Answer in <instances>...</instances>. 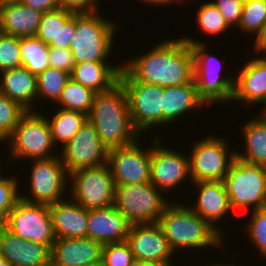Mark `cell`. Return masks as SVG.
<instances>
[{
  "instance_id": "cell-29",
  "label": "cell",
  "mask_w": 266,
  "mask_h": 266,
  "mask_svg": "<svg viewBox=\"0 0 266 266\" xmlns=\"http://www.w3.org/2000/svg\"><path fill=\"white\" fill-rule=\"evenodd\" d=\"M261 114L243 124L241 132L246 148L242 153L235 151V157L246 163L266 167V116Z\"/></svg>"
},
{
  "instance_id": "cell-1",
  "label": "cell",
  "mask_w": 266,
  "mask_h": 266,
  "mask_svg": "<svg viewBox=\"0 0 266 266\" xmlns=\"http://www.w3.org/2000/svg\"><path fill=\"white\" fill-rule=\"evenodd\" d=\"M128 61V62H127ZM121 65L119 80L173 87L194 81L193 54L182 38L168 39Z\"/></svg>"
},
{
  "instance_id": "cell-14",
  "label": "cell",
  "mask_w": 266,
  "mask_h": 266,
  "mask_svg": "<svg viewBox=\"0 0 266 266\" xmlns=\"http://www.w3.org/2000/svg\"><path fill=\"white\" fill-rule=\"evenodd\" d=\"M61 151L59 155L69 175L80 169L107 163L108 149L103 145L94 125L89 120Z\"/></svg>"
},
{
  "instance_id": "cell-36",
  "label": "cell",
  "mask_w": 266,
  "mask_h": 266,
  "mask_svg": "<svg viewBox=\"0 0 266 266\" xmlns=\"http://www.w3.org/2000/svg\"><path fill=\"white\" fill-rule=\"evenodd\" d=\"M200 29L204 33L215 35L225 33L230 28L224 20L223 15L219 12L217 7L212 3H201L196 15Z\"/></svg>"
},
{
  "instance_id": "cell-50",
  "label": "cell",
  "mask_w": 266,
  "mask_h": 266,
  "mask_svg": "<svg viewBox=\"0 0 266 266\" xmlns=\"http://www.w3.org/2000/svg\"><path fill=\"white\" fill-rule=\"evenodd\" d=\"M4 228H5L4 221H0V237H1V233L4 230Z\"/></svg>"
},
{
  "instance_id": "cell-5",
  "label": "cell",
  "mask_w": 266,
  "mask_h": 266,
  "mask_svg": "<svg viewBox=\"0 0 266 266\" xmlns=\"http://www.w3.org/2000/svg\"><path fill=\"white\" fill-rule=\"evenodd\" d=\"M182 39L189 43L192 49L194 81L199 99L205 106L216 101H231L235 77L221 75V59L206 52L207 45L202 43L203 41L192 39L190 36H183Z\"/></svg>"
},
{
  "instance_id": "cell-2",
  "label": "cell",
  "mask_w": 266,
  "mask_h": 266,
  "mask_svg": "<svg viewBox=\"0 0 266 266\" xmlns=\"http://www.w3.org/2000/svg\"><path fill=\"white\" fill-rule=\"evenodd\" d=\"M88 120L108 150L132 145L140 137L131 119L126 91L120 82L108 91L95 93Z\"/></svg>"
},
{
  "instance_id": "cell-6",
  "label": "cell",
  "mask_w": 266,
  "mask_h": 266,
  "mask_svg": "<svg viewBox=\"0 0 266 266\" xmlns=\"http://www.w3.org/2000/svg\"><path fill=\"white\" fill-rule=\"evenodd\" d=\"M223 183L232 210L263 209L266 203V167L238 158L230 164Z\"/></svg>"
},
{
  "instance_id": "cell-26",
  "label": "cell",
  "mask_w": 266,
  "mask_h": 266,
  "mask_svg": "<svg viewBox=\"0 0 266 266\" xmlns=\"http://www.w3.org/2000/svg\"><path fill=\"white\" fill-rule=\"evenodd\" d=\"M0 93L18 102L27 111H33L37 102V76L27 68L7 69L0 72Z\"/></svg>"
},
{
  "instance_id": "cell-40",
  "label": "cell",
  "mask_w": 266,
  "mask_h": 266,
  "mask_svg": "<svg viewBox=\"0 0 266 266\" xmlns=\"http://www.w3.org/2000/svg\"><path fill=\"white\" fill-rule=\"evenodd\" d=\"M245 233L251 238L260 254L266 259V209H257L252 212V219L248 221Z\"/></svg>"
},
{
  "instance_id": "cell-53",
  "label": "cell",
  "mask_w": 266,
  "mask_h": 266,
  "mask_svg": "<svg viewBox=\"0 0 266 266\" xmlns=\"http://www.w3.org/2000/svg\"><path fill=\"white\" fill-rule=\"evenodd\" d=\"M5 1H18V0H0V3Z\"/></svg>"
},
{
  "instance_id": "cell-35",
  "label": "cell",
  "mask_w": 266,
  "mask_h": 266,
  "mask_svg": "<svg viewBox=\"0 0 266 266\" xmlns=\"http://www.w3.org/2000/svg\"><path fill=\"white\" fill-rule=\"evenodd\" d=\"M26 112L18 102L0 93V140L6 141Z\"/></svg>"
},
{
  "instance_id": "cell-4",
  "label": "cell",
  "mask_w": 266,
  "mask_h": 266,
  "mask_svg": "<svg viewBox=\"0 0 266 266\" xmlns=\"http://www.w3.org/2000/svg\"><path fill=\"white\" fill-rule=\"evenodd\" d=\"M97 11L75 13V35L69 49L75 63L100 62L107 63L115 40V21L108 20ZM102 15V16H100Z\"/></svg>"
},
{
  "instance_id": "cell-10",
  "label": "cell",
  "mask_w": 266,
  "mask_h": 266,
  "mask_svg": "<svg viewBox=\"0 0 266 266\" xmlns=\"http://www.w3.org/2000/svg\"><path fill=\"white\" fill-rule=\"evenodd\" d=\"M71 199L88 210L114 205L115 183L107 163L69 175Z\"/></svg>"
},
{
  "instance_id": "cell-54",
  "label": "cell",
  "mask_w": 266,
  "mask_h": 266,
  "mask_svg": "<svg viewBox=\"0 0 266 266\" xmlns=\"http://www.w3.org/2000/svg\"><path fill=\"white\" fill-rule=\"evenodd\" d=\"M261 113H263L266 116V108H264L263 112H261Z\"/></svg>"
},
{
  "instance_id": "cell-7",
  "label": "cell",
  "mask_w": 266,
  "mask_h": 266,
  "mask_svg": "<svg viewBox=\"0 0 266 266\" xmlns=\"http://www.w3.org/2000/svg\"><path fill=\"white\" fill-rule=\"evenodd\" d=\"M46 115L39 111H27L19 120L10 140V156L14 161L31 159H46L57 156L52 140L51 128ZM54 148V150H53ZM53 151V152H52Z\"/></svg>"
},
{
  "instance_id": "cell-13",
  "label": "cell",
  "mask_w": 266,
  "mask_h": 266,
  "mask_svg": "<svg viewBox=\"0 0 266 266\" xmlns=\"http://www.w3.org/2000/svg\"><path fill=\"white\" fill-rule=\"evenodd\" d=\"M119 82L126 91L129 112L135 129L143 134V131L152 126H161L164 87L136 80H119Z\"/></svg>"
},
{
  "instance_id": "cell-25",
  "label": "cell",
  "mask_w": 266,
  "mask_h": 266,
  "mask_svg": "<svg viewBox=\"0 0 266 266\" xmlns=\"http://www.w3.org/2000/svg\"><path fill=\"white\" fill-rule=\"evenodd\" d=\"M75 35V13L63 8L47 11L42 14L36 38L49 47L69 48Z\"/></svg>"
},
{
  "instance_id": "cell-33",
  "label": "cell",
  "mask_w": 266,
  "mask_h": 266,
  "mask_svg": "<svg viewBox=\"0 0 266 266\" xmlns=\"http://www.w3.org/2000/svg\"><path fill=\"white\" fill-rule=\"evenodd\" d=\"M70 73L62 70L48 67L37 76V99L44 101L50 99L57 102L66 82L70 79Z\"/></svg>"
},
{
  "instance_id": "cell-45",
  "label": "cell",
  "mask_w": 266,
  "mask_h": 266,
  "mask_svg": "<svg viewBox=\"0 0 266 266\" xmlns=\"http://www.w3.org/2000/svg\"><path fill=\"white\" fill-rule=\"evenodd\" d=\"M256 53H260L266 47V22L261 34L256 38L255 43L253 44Z\"/></svg>"
},
{
  "instance_id": "cell-24",
  "label": "cell",
  "mask_w": 266,
  "mask_h": 266,
  "mask_svg": "<svg viewBox=\"0 0 266 266\" xmlns=\"http://www.w3.org/2000/svg\"><path fill=\"white\" fill-rule=\"evenodd\" d=\"M42 14L19 0L1 2L0 32L20 38L34 37Z\"/></svg>"
},
{
  "instance_id": "cell-52",
  "label": "cell",
  "mask_w": 266,
  "mask_h": 266,
  "mask_svg": "<svg viewBox=\"0 0 266 266\" xmlns=\"http://www.w3.org/2000/svg\"><path fill=\"white\" fill-rule=\"evenodd\" d=\"M2 141L4 142V140H0V142H2ZM0 144H2V143H0ZM0 160H1V158H0ZM2 165H3V164H1V161H0V176H1V174H2V170H1V169H3V168H2Z\"/></svg>"
},
{
  "instance_id": "cell-31",
  "label": "cell",
  "mask_w": 266,
  "mask_h": 266,
  "mask_svg": "<svg viewBox=\"0 0 266 266\" xmlns=\"http://www.w3.org/2000/svg\"><path fill=\"white\" fill-rule=\"evenodd\" d=\"M20 50L22 66L35 76L45 71L49 66V46L34 37H21Z\"/></svg>"
},
{
  "instance_id": "cell-32",
  "label": "cell",
  "mask_w": 266,
  "mask_h": 266,
  "mask_svg": "<svg viewBox=\"0 0 266 266\" xmlns=\"http://www.w3.org/2000/svg\"><path fill=\"white\" fill-rule=\"evenodd\" d=\"M94 95V91L70 78L56 103L61 105L60 108L81 112L88 116Z\"/></svg>"
},
{
  "instance_id": "cell-39",
  "label": "cell",
  "mask_w": 266,
  "mask_h": 266,
  "mask_svg": "<svg viewBox=\"0 0 266 266\" xmlns=\"http://www.w3.org/2000/svg\"><path fill=\"white\" fill-rule=\"evenodd\" d=\"M18 178L0 176V221H4L15 204L21 199Z\"/></svg>"
},
{
  "instance_id": "cell-37",
  "label": "cell",
  "mask_w": 266,
  "mask_h": 266,
  "mask_svg": "<svg viewBox=\"0 0 266 266\" xmlns=\"http://www.w3.org/2000/svg\"><path fill=\"white\" fill-rule=\"evenodd\" d=\"M21 66L20 37L0 32V72Z\"/></svg>"
},
{
  "instance_id": "cell-11",
  "label": "cell",
  "mask_w": 266,
  "mask_h": 266,
  "mask_svg": "<svg viewBox=\"0 0 266 266\" xmlns=\"http://www.w3.org/2000/svg\"><path fill=\"white\" fill-rule=\"evenodd\" d=\"M30 174V195L20 193L26 202L38 204H54L63 199L68 191L69 174L60 155L46 159H32Z\"/></svg>"
},
{
  "instance_id": "cell-28",
  "label": "cell",
  "mask_w": 266,
  "mask_h": 266,
  "mask_svg": "<svg viewBox=\"0 0 266 266\" xmlns=\"http://www.w3.org/2000/svg\"><path fill=\"white\" fill-rule=\"evenodd\" d=\"M205 104L199 99L195 82L173 87H164L163 93V125H167L194 108Z\"/></svg>"
},
{
  "instance_id": "cell-15",
  "label": "cell",
  "mask_w": 266,
  "mask_h": 266,
  "mask_svg": "<svg viewBox=\"0 0 266 266\" xmlns=\"http://www.w3.org/2000/svg\"><path fill=\"white\" fill-rule=\"evenodd\" d=\"M107 164L115 185L148 183L151 180V147L145 150L135 142L108 150Z\"/></svg>"
},
{
  "instance_id": "cell-12",
  "label": "cell",
  "mask_w": 266,
  "mask_h": 266,
  "mask_svg": "<svg viewBox=\"0 0 266 266\" xmlns=\"http://www.w3.org/2000/svg\"><path fill=\"white\" fill-rule=\"evenodd\" d=\"M5 228L25 241L39 242L52 248L56 239L49 205L20 199L4 220Z\"/></svg>"
},
{
  "instance_id": "cell-30",
  "label": "cell",
  "mask_w": 266,
  "mask_h": 266,
  "mask_svg": "<svg viewBox=\"0 0 266 266\" xmlns=\"http://www.w3.org/2000/svg\"><path fill=\"white\" fill-rule=\"evenodd\" d=\"M47 120L54 145L61 142L63 148L85 124L88 116L81 112L60 108L51 119L47 117Z\"/></svg>"
},
{
  "instance_id": "cell-44",
  "label": "cell",
  "mask_w": 266,
  "mask_h": 266,
  "mask_svg": "<svg viewBox=\"0 0 266 266\" xmlns=\"http://www.w3.org/2000/svg\"><path fill=\"white\" fill-rule=\"evenodd\" d=\"M29 8L37 10L41 13L55 10L61 7L60 0H19Z\"/></svg>"
},
{
  "instance_id": "cell-17",
  "label": "cell",
  "mask_w": 266,
  "mask_h": 266,
  "mask_svg": "<svg viewBox=\"0 0 266 266\" xmlns=\"http://www.w3.org/2000/svg\"><path fill=\"white\" fill-rule=\"evenodd\" d=\"M160 138L155 136L151 147V180L161 192L168 193L190 178L189 158L183 152L173 151L162 146ZM181 153V154H180Z\"/></svg>"
},
{
  "instance_id": "cell-19",
  "label": "cell",
  "mask_w": 266,
  "mask_h": 266,
  "mask_svg": "<svg viewBox=\"0 0 266 266\" xmlns=\"http://www.w3.org/2000/svg\"><path fill=\"white\" fill-rule=\"evenodd\" d=\"M0 256L13 266H51V248L39 242L25 241L6 228L0 237Z\"/></svg>"
},
{
  "instance_id": "cell-49",
  "label": "cell",
  "mask_w": 266,
  "mask_h": 266,
  "mask_svg": "<svg viewBox=\"0 0 266 266\" xmlns=\"http://www.w3.org/2000/svg\"><path fill=\"white\" fill-rule=\"evenodd\" d=\"M208 266H237V265H234V263L232 265H231V263L229 265L228 264H220V263L219 264H216V263L213 264L212 263V265H208Z\"/></svg>"
},
{
  "instance_id": "cell-48",
  "label": "cell",
  "mask_w": 266,
  "mask_h": 266,
  "mask_svg": "<svg viewBox=\"0 0 266 266\" xmlns=\"http://www.w3.org/2000/svg\"><path fill=\"white\" fill-rule=\"evenodd\" d=\"M0 266H13L6 258L0 256Z\"/></svg>"
},
{
  "instance_id": "cell-22",
  "label": "cell",
  "mask_w": 266,
  "mask_h": 266,
  "mask_svg": "<svg viewBox=\"0 0 266 266\" xmlns=\"http://www.w3.org/2000/svg\"><path fill=\"white\" fill-rule=\"evenodd\" d=\"M193 185L198 188V199L189 208L223 235V229L218 227L217 222L227 216L229 210L232 212L223 181H199Z\"/></svg>"
},
{
  "instance_id": "cell-46",
  "label": "cell",
  "mask_w": 266,
  "mask_h": 266,
  "mask_svg": "<svg viewBox=\"0 0 266 266\" xmlns=\"http://www.w3.org/2000/svg\"><path fill=\"white\" fill-rule=\"evenodd\" d=\"M140 1H144V3H147V4H153V5H169V4H172V3H177L178 1V4L179 2H183L182 0H140ZM185 1V0H184Z\"/></svg>"
},
{
  "instance_id": "cell-3",
  "label": "cell",
  "mask_w": 266,
  "mask_h": 266,
  "mask_svg": "<svg viewBox=\"0 0 266 266\" xmlns=\"http://www.w3.org/2000/svg\"><path fill=\"white\" fill-rule=\"evenodd\" d=\"M177 200L170 203L161 215V226L171 249H201L211 246L222 248L223 235L208 221L202 219L189 206ZM182 204V205H181Z\"/></svg>"
},
{
  "instance_id": "cell-41",
  "label": "cell",
  "mask_w": 266,
  "mask_h": 266,
  "mask_svg": "<svg viewBox=\"0 0 266 266\" xmlns=\"http://www.w3.org/2000/svg\"><path fill=\"white\" fill-rule=\"evenodd\" d=\"M212 3L223 15L227 25L231 29L233 26L238 29L242 17L244 0H216L215 2L212 1Z\"/></svg>"
},
{
  "instance_id": "cell-34",
  "label": "cell",
  "mask_w": 266,
  "mask_h": 266,
  "mask_svg": "<svg viewBox=\"0 0 266 266\" xmlns=\"http://www.w3.org/2000/svg\"><path fill=\"white\" fill-rule=\"evenodd\" d=\"M266 22V0H244L238 28L247 34H261Z\"/></svg>"
},
{
  "instance_id": "cell-51",
  "label": "cell",
  "mask_w": 266,
  "mask_h": 266,
  "mask_svg": "<svg viewBox=\"0 0 266 266\" xmlns=\"http://www.w3.org/2000/svg\"><path fill=\"white\" fill-rule=\"evenodd\" d=\"M260 53H263L262 57L266 60V47Z\"/></svg>"
},
{
  "instance_id": "cell-16",
  "label": "cell",
  "mask_w": 266,
  "mask_h": 266,
  "mask_svg": "<svg viewBox=\"0 0 266 266\" xmlns=\"http://www.w3.org/2000/svg\"><path fill=\"white\" fill-rule=\"evenodd\" d=\"M126 242L136 261L172 266L174 251L158 223L131 225Z\"/></svg>"
},
{
  "instance_id": "cell-21",
  "label": "cell",
  "mask_w": 266,
  "mask_h": 266,
  "mask_svg": "<svg viewBox=\"0 0 266 266\" xmlns=\"http://www.w3.org/2000/svg\"><path fill=\"white\" fill-rule=\"evenodd\" d=\"M241 69L235 76L232 99L245 105L264 103L263 108H266V60L256 56Z\"/></svg>"
},
{
  "instance_id": "cell-47",
  "label": "cell",
  "mask_w": 266,
  "mask_h": 266,
  "mask_svg": "<svg viewBox=\"0 0 266 266\" xmlns=\"http://www.w3.org/2000/svg\"><path fill=\"white\" fill-rule=\"evenodd\" d=\"M131 266H160V265H156V264H152V263H147V262H143V261H134L132 263Z\"/></svg>"
},
{
  "instance_id": "cell-27",
  "label": "cell",
  "mask_w": 266,
  "mask_h": 266,
  "mask_svg": "<svg viewBox=\"0 0 266 266\" xmlns=\"http://www.w3.org/2000/svg\"><path fill=\"white\" fill-rule=\"evenodd\" d=\"M121 69L122 66H114L109 62H83L75 64L70 77L95 93H100L110 90L119 82Z\"/></svg>"
},
{
  "instance_id": "cell-42",
  "label": "cell",
  "mask_w": 266,
  "mask_h": 266,
  "mask_svg": "<svg viewBox=\"0 0 266 266\" xmlns=\"http://www.w3.org/2000/svg\"><path fill=\"white\" fill-rule=\"evenodd\" d=\"M74 56L69 48L49 47V66L72 73L75 66Z\"/></svg>"
},
{
  "instance_id": "cell-8",
  "label": "cell",
  "mask_w": 266,
  "mask_h": 266,
  "mask_svg": "<svg viewBox=\"0 0 266 266\" xmlns=\"http://www.w3.org/2000/svg\"><path fill=\"white\" fill-rule=\"evenodd\" d=\"M166 200L151 182L115 185L114 206L131 225L158 223Z\"/></svg>"
},
{
  "instance_id": "cell-23",
  "label": "cell",
  "mask_w": 266,
  "mask_h": 266,
  "mask_svg": "<svg viewBox=\"0 0 266 266\" xmlns=\"http://www.w3.org/2000/svg\"><path fill=\"white\" fill-rule=\"evenodd\" d=\"M56 238L87 237L89 210L70 199L49 205Z\"/></svg>"
},
{
  "instance_id": "cell-38",
  "label": "cell",
  "mask_w": 266,
  "mask_h": 266,
  "mask_svg": "<svg viewBox=\"0 0 266 266\" xmlns=\"http://www.w3.org/2000/svg\"><path fill=\"white\" fill-rule=\"evenodd\" d=\"M134 261L133 253L126 241L103 246L101 266H131Z\"/></svg>"
},
{
  "instance_id": "cell-43",
  "label": "cell",
  "mask_w": 266,
  "mask_h": 266,
  "mask_svg": "<svg viewBox=\"0 0 266 266\" xmlns=\"http://www.w3.org/2000/svg\"><path fill=\"white\" fill-rule=\"evenodd\" d=\"M97 0H60L61 8L74 13H90L98 10Z\"/></svg>"
},
{
  "instance_id": "cell-18",
  "label": "cell",
  "mask_w": 266,
  "mask_h": 266,
  "mask_svg": "<svg viewBox=\"0 0 266 266\" xmlns=\"http://www.w3.org/2000/svg\"><path fill=\"white\" fill-rule=\"evenodd\" d=\"M103 244L88 237L56 238L51 266H101Z\"/></svg>"
},
{
  "instance_id": "cell-20",
  "label": "cell",
  "mask_w": 266,
  "mask_h": 266,
  "mask_svg": "<svg viewBox=\"0 0 266 266\" xmlns=\"http://www.w3.org/2000/svg\"><path fill=\"white\" fill-rule=\"evenodd\" d=\"M130 226L114 205L92 209L88 213L87 237L103 245L124 242Z\"/></svg>"
},
{
  "instance_id": "cell-9",
  "label": "cell",
  "mask_w": 266,
  "mask_h": 266,
  "mask_svg": "<svg viewBox=\"0 0 266 266\" xmlns=\"http://www.w3.org/2000/svg\"><path fill=\"white\" fill-rule=\"evenodd\" d=\"M227 141L211 134L193 144L188 156L190 179L193 183L223 180L235 158V151H229Z\"/></svg>"
}]
</instances>
